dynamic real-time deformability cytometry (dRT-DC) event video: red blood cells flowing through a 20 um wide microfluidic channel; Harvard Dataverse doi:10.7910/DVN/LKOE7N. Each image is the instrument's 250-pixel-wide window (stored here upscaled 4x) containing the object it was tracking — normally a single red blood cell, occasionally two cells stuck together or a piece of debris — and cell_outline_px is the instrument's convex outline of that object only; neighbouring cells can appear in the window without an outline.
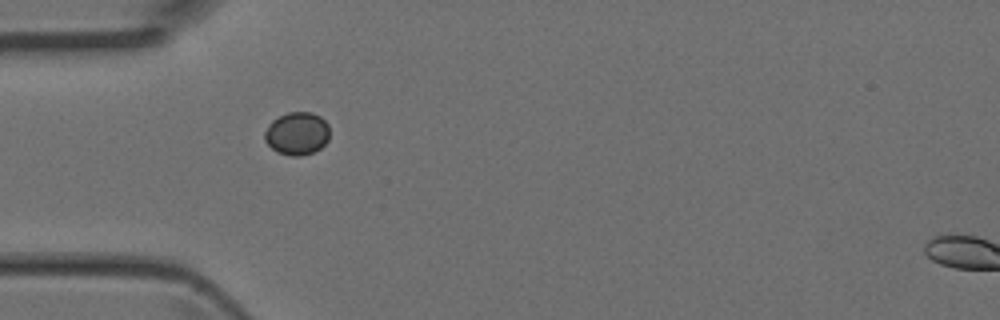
{"species": "Egyptian fruit bat (a non-hibernating species)", "species_latin": "Rousettus aegyptiacus", "temperature_condition": "room temperature", "stored_images_in_passage": 2, "camera_frame_rate_fps": 3000, "um_per_image_px": 0.085, "animal": {"sex": "female"}, "frame": {"image": 1, "passage_image": 1, "time_ms": 0.0, "image_size_px": [1000, 320], "cell_outline_px": [[328, 140], [320, 148], [312, 152], [300, 156], [292, 156], [276, 152], [264, 140], [264, 132], [268, 124], [272, 120], [288, 112], [312, 112], [320, 116], [328, 124]], "centroid_in_image_um": [25.23, 11.34], "position_along_channel_um": 59.8, "area_um2": 16.24}}
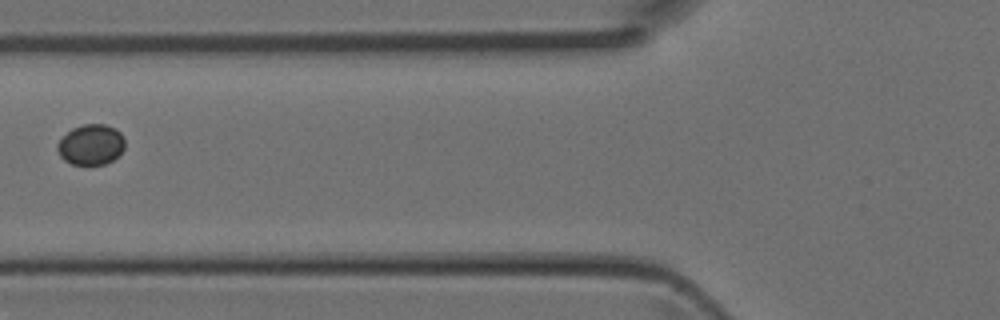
{"frame": {"image": 2, "passage_image": 2, "time_ms": 0.333, "image_size_px": [1000, 320], "cell_outline_px": [[124, 148], [112, 160], [104, 164], [72, 164], [64, 160], [60, 156], [56, 148], [56, 144], [72, 128], [84, 124], [104, 124], [116, 128], [120, 132], [124, 140]], "centroid_in_image_um": [7.72, 12.28], "position_along_channel_um": 118.1, "area_um2": 15.78}}